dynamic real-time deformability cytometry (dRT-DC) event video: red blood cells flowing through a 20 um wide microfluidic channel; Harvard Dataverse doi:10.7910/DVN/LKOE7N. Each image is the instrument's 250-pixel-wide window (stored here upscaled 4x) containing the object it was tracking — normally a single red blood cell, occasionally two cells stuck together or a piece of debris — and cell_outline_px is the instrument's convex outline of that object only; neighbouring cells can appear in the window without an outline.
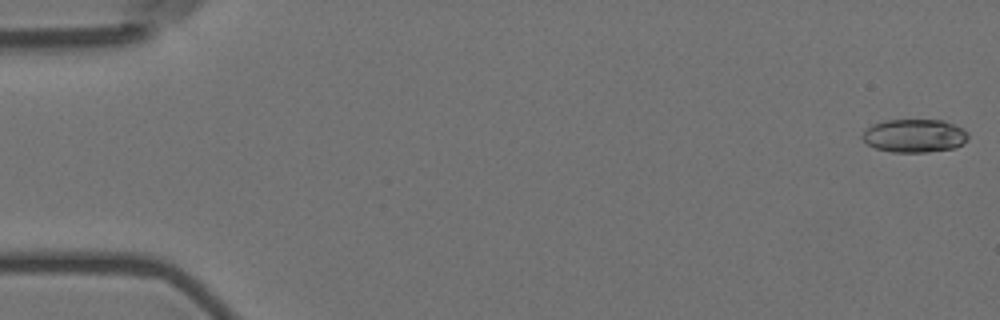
{"species": "Egyptian fruit bat (a non-hibernating species)", "species_latin": "Rousettus aegyptiacus", "temperature_condition": "room temperature", "stored_images_in_passage": 57, "camera_frame_rate_fps": 3000, "um_per_image_px": 0.085, "animal": {"sex": "female"}, "frame": {"image": 1, "passage_image": 1, "time_ms": 0.0, "image_size_px": [1000, 320], "cell_outline_px": [[968, 140], [964, 144], [956, 148], [928, 152], [892, 152], [876, 148], [868, 144], [860, 136], [872, 124], [884, 120], [944, 120], [964, 128], [968, 132]], "centroid_in_image_um": [77.78, 11.54], "position_along_channel_um": 7.2, "area_um2": 20.75}}
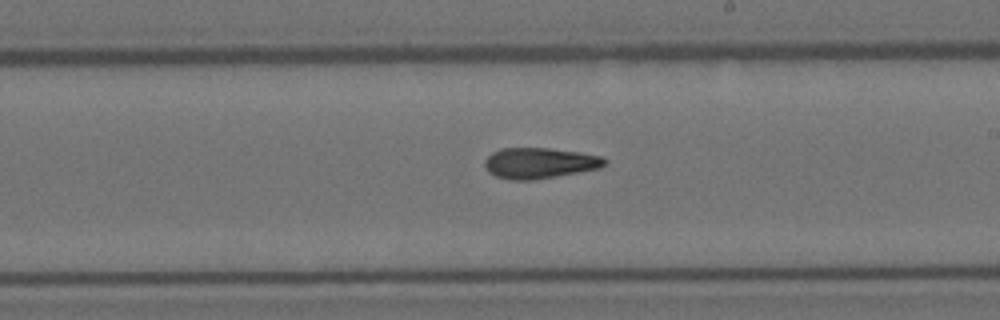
{"frame": {"image": 2, "passage_image": 33, "time_ms": 10.667, "image_size_px": [1000, 320], "cell_outline_px": [[608, 160], [600, 168], [556, 176], [532, 180], [512, 180], [496, 176], [488, 172], [484, 164], [484, 160], [492, 152], [500, 148], [548, 148], [580, 152], [600, 156]], "centroid_in_image_um": [45.83, 13.85], "position_along_channel_um": 243.2, "area_um2": 21.44}}
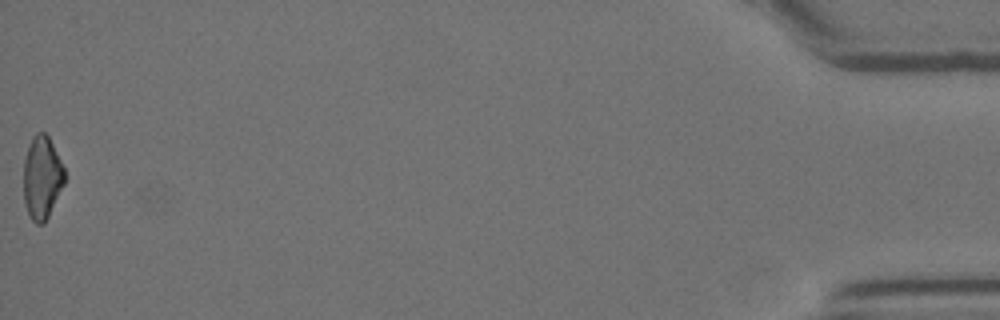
{"frame": {"image": 3, "passage_image": 57, "time_ms": 18.667, "image_size_px": [1000, 320], "cell_outline_px": [[64, 184], [44, 224], [36, 224], [32, 220], [28, 212], [24, 200], [24, 160], [28, 144], [32, 136], [36, 132], [44, 132], [48, 136], [64, 168]], "centroid_in_image_um": [3.55, 15.08], "position_along_channel_um": 431.6, "area_um2": 19.65}, "authors_computed_cell_mechanics": {"area_um2": 20.8658, "velocity_mm_per_s": 3.5869, "shape_relaxation_time_tau1_ms": 9.8929, "shape_relaxation_time_tau2_ms": 5.2363, "deformation_change_tau1": 0.2584, "deformation_change_tau2": 0.1472}}